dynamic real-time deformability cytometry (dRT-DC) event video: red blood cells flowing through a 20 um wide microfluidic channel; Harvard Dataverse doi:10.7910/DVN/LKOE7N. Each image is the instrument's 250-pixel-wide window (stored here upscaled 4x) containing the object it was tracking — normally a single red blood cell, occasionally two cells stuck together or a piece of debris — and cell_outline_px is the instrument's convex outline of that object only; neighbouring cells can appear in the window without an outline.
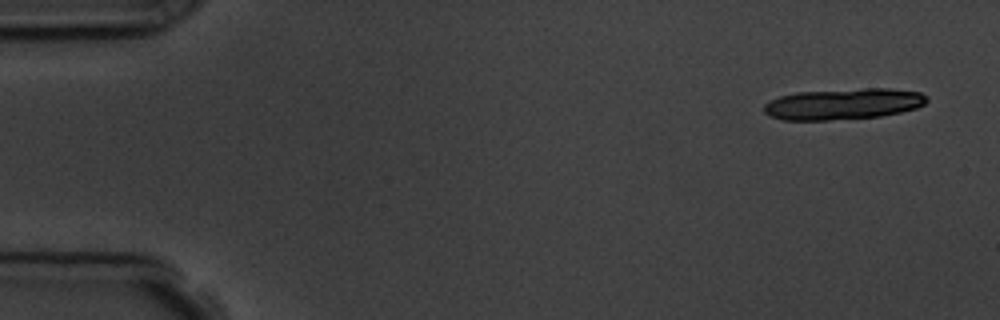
{"species": "common noctule bat (a hibernating species)", "species_latin": "Nyctalus noctula", "temperature_condition": "room temperature", "stored_images_in_passage": 5, "camera_frame_rate_fps": 3000, "um_per_image_px": 0.085, "animal": {"sex": "male", "body_mass_g": 19.5, "forearm_length_mm": 54.6}, "frame": {"image": 1, "passage_image": 1, "time_ms": 0.0, "image_size_px": [1000, 320], "cell_outline_px": [[928, 100], [924, 104], [916, 108], [900, 112], [880, 116], [828, 120], [784, 120], [768, 116], [764, 112], [764, 104], [780, 96], [796, 92], [864, 88], [888, 88], [920, 92], [928, 96]], "centroid_in_image_um": [71.68, 8.83], "position_along_channel_um": 13.3, "area_um2": 29.54}}